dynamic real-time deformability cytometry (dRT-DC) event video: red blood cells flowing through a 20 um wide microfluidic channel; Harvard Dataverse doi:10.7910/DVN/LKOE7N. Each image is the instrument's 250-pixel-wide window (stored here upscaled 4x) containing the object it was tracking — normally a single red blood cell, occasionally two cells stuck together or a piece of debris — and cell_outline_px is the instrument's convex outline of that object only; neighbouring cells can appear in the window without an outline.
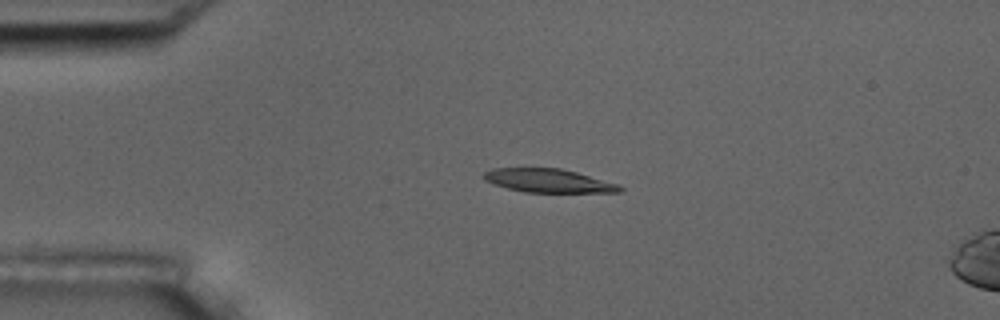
{"species": "common noctule bat (a hibernating species)", "species_latin": "Nyctalus noctula", "temperature_condition": "room temperature", "stored_images_in_passage": 5, "camera_frame_rate_fps": 3000, "um_per_image_px": 0.085, "animal": {"sex": "male", "body_mass_g": 17.5, "forearm_length_mm": 52.3}, "frame": {"image": 1, "passage_image": 4, "time_ms": 3.333, "image_size_px": [1000, 320], "cell_outline_px": [[624, 188], [620, 192], [524, 192], [492, 184], [484, 180], [480, 176], [484, 172], [492, 168], [560, 168], [576, 172], [620, 184]], "centroid_in_image_um": [46.58, 15.35], "position_along_channel_um": 38.4, "area_um2": 18.79}}